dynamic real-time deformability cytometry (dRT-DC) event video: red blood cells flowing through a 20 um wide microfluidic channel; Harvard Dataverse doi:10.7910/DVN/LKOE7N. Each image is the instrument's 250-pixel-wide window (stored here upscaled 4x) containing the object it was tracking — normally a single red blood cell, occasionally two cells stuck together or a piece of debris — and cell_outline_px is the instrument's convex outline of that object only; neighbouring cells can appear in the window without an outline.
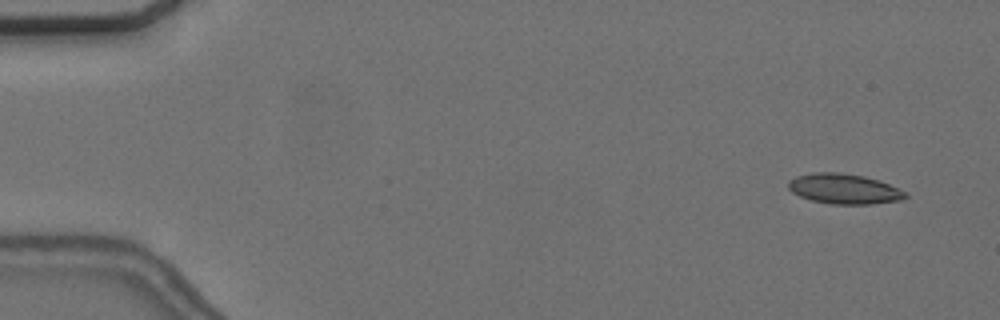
{"species": "common noctule bat (a hibernating species)", "species_latin": "Nyctalus noctula", "temperature_condition": "cold", "stored_images_in_passage": 56, "camera_frame_rate_fps": 3000, "um_per_image_px": 0.085, "animal": {"sex": "female", "body_mass_g": 24.6, "forearm_length_mm": 56.2}, "frame": {"image": 1, "passage_image": 4, "time_ms": 1.0, "image_size_px": [1000, 320], "cell_outline_px": [[908, 196], [904, 200], [872, 204], [832, 204], [812, 200], [800, 196], [792, 192], [788, 188], [788, 180], [796, 176], [812, 172], [840, 172], [864, 176], [880, 180], [908, 192]], "centroid_in_image_um": [71.79, 16.05], "position_along_channel_um": 13.2, "area_um2": 20.87}}
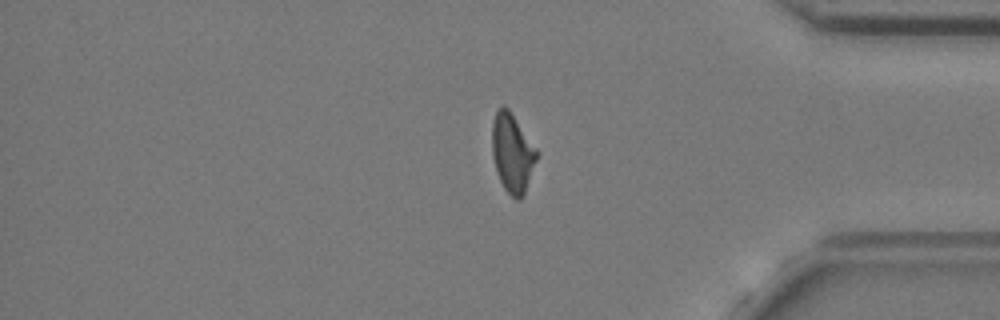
{"frame": {"image": 2, "passage_image": 47, "time_ms": 15.333, "image_size_px": [1000, 320], "cell_outline_px": [[540, 152], [524, 196], [520, 200], [516, 200], [504, 188], [496, 172], [492, 156], [492, 120], [496, 112], [504, 104], [508, 108]], "centroid_in_image_um": [43.57, 13.02], "position_along_channel_um": 391.6, "area_um2": 20.87}}
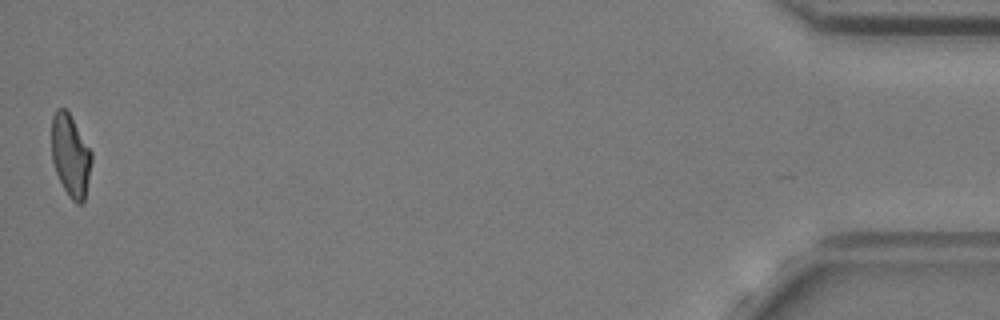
{"frame": {"image": 3, "passage_image": 56, "time_ms": 18.333, "image_size_px": [1000, 320], "cell_outline_px": [[92, 160], [84, 200], [80, 204], [76, 204], [68, 196], [56, 172], [52, 160], [52, 116], [56, 108], [64, 108], [68, 112], [92, 152]], "centroid_in_image_um": [5.99, 13.22], "position_along_channel_um": 429.2, "area_um2": 18.9}, "authors_computed_cell_mechanics": {"area_um2": 20.519, "velocity_mm_per_s": 3.6663, "shape_relaxation_time_tau1_ms": 7.2158, "shape_relaxation_time_tau2_ms": 2.4115, "deformation_change_tau1": 0.2063, "deformation_change_tau2": 0.1247}}